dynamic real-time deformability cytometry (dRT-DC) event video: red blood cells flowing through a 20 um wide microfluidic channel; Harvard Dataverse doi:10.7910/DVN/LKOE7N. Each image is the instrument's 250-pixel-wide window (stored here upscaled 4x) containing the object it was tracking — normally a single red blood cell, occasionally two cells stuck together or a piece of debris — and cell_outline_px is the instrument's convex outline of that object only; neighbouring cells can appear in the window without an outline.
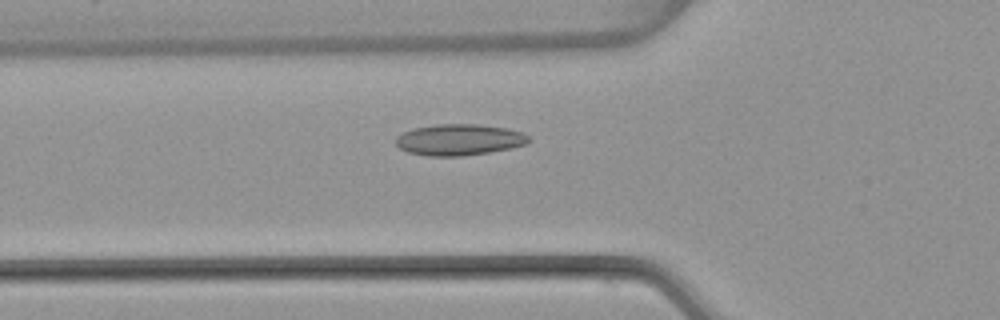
{"species": "common noctule bat (a hibernating species)", "species_latin": "Nyctalus noctula", "temperature_condition": "warm", "stored_images_in_passage": 39, "camera_frame_rate_fps": 3000, "um_per_image_px": 0.085, "animal": {"sex": "female", "body_mass_g": 22.7, "forearm_length_mm": 54.2}, "frame": {"image": 1, "passage_image": 10, "time_ms": 3.0, "image_size_px": [1000, 320], "cell_outline_px": [[532, 140], [524, 144], [512, 148], [464, 156], [428, 156], [408, 152], [400, 148], [396, 144], [396, 136], [412, 128], [436, 124], [476, 124], [508, 128], [524, 132]], "centroid_in_image_um": [39.04, 11.87], "position_along_channel_um": 86.8, "area_um2": 24.33}}
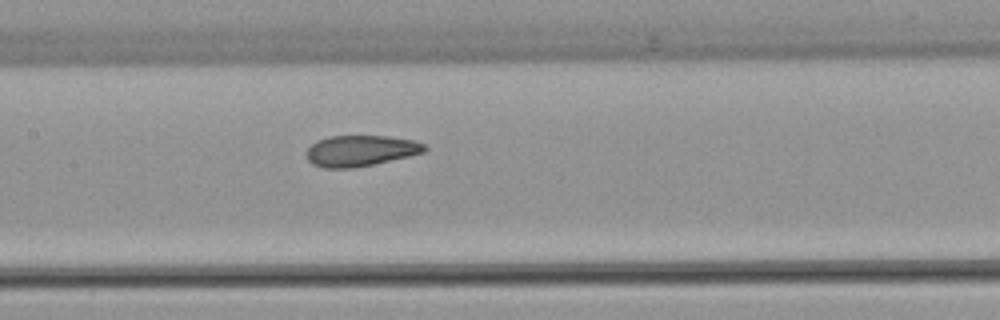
{"frame": {"image": 2, "passage_image": 17, "time_ms": 5.333, "image_size_px": [1000, 320], "cell_outline_px": [[428, 148], [424, 152], [408, 156], [372, 164], [352, 168], [324, 168], [312, 164], [308, 160], [304, 152], [316, 140], [328, 136], [388, 136], [416, 140], [424, 144]], "centroid_in_image_um": [30.61, 12.8], "position_along_channel_um": 176.8, "area_um2": 21.39}}
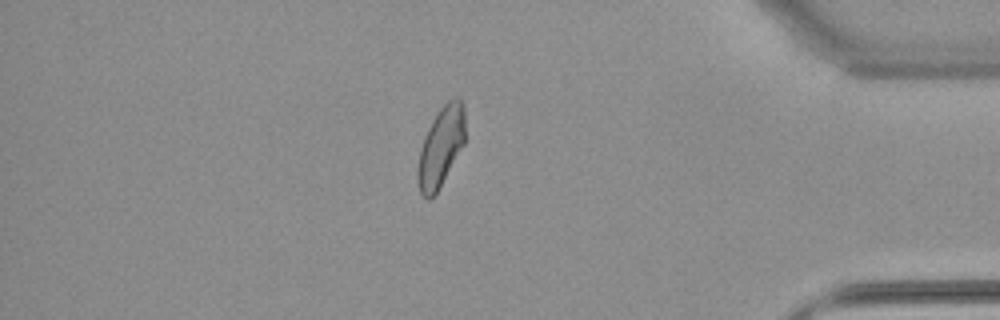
{"frame": {"image": 3, "passage_image": 37, "time_ms": 12.0, "image_size_px": [1000, 320], "cell_outline_px": [[464, 144], [436, 192], [428, 200], [420, 192], [416, 176], [416, 172], [420, 148], [424, 136], [432, 120], [440, 108], [452, 96], [460, 96], [464, 104]], "centroid_in_image_um": [37.46, 12.42], "position_along_channel_um": 397.7, "area_um2": 21.96}, "authors_computed_cell_mechanics": {"area_um2": 22.0796, "velocity_mm_per_s": 3.8312, "shape_relaxation_time_tau1_ms": 10.034, "shape_relaxation_time_tau2_ms": 1.6117, "deformation_change_tau1": 0.2041, "deformation_change_tau2": 0.0795}}